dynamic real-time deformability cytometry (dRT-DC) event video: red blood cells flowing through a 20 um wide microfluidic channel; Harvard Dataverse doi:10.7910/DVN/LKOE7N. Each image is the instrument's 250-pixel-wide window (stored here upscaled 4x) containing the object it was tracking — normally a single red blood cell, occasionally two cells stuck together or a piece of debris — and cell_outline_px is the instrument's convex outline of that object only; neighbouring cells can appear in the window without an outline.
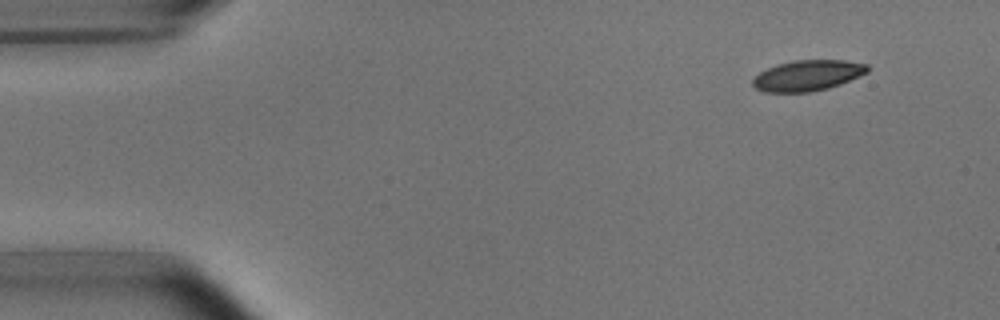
{"species": "common noctule bat (a hibernating species)", "species_latin": "Nyctalus noctula", "temperature_condition": "room temperature", "stored_images_in_passage": 4, "camera_frame_rate_fps": 3000, "um_per_image_px": 0.085, "animal": {"sex": "male", "body_mass_g": 15.6}, "frame": {"image": 1, "passage_image": 1, "time_ms": 0.0, "image_size_px": [1000, 320], "cell_outline_px": [[868, 72], [860, 76], [840, 84], [828, 88], [812, 92], [764, 92], [756, 88], [752, 84], [752, 80], [760, 72], [776, 64], [796, 60], [844, 60], [868, 64]], "centroid_in_image_um": [68.66, 6.41], "position_along_channel_um": 16.3, "area_um2": 20.52}}
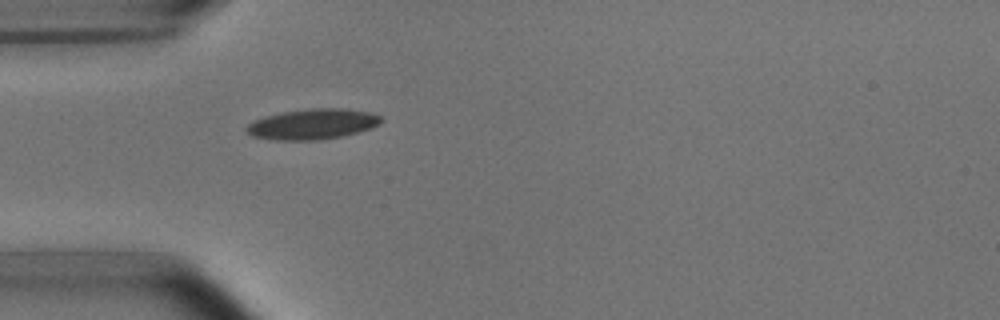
{"frame": {"image": 2, "passage_image": 4, "time_ms": 3.667, "image_size_px": [1000, 320], "cell_outline_px": [[380, 124], [356, 132], [340, 136], [320, 140], [276, 140], [252, 136], [244, 128], [248, 124], [264, 116], [284, 112], [312, 108], [344, 108], [368, 112], [380, 116]], "centroid_in_image_um": [26.53, 10.55], "position_along_channel_um": 58.5, "area_um2": 23.52}}